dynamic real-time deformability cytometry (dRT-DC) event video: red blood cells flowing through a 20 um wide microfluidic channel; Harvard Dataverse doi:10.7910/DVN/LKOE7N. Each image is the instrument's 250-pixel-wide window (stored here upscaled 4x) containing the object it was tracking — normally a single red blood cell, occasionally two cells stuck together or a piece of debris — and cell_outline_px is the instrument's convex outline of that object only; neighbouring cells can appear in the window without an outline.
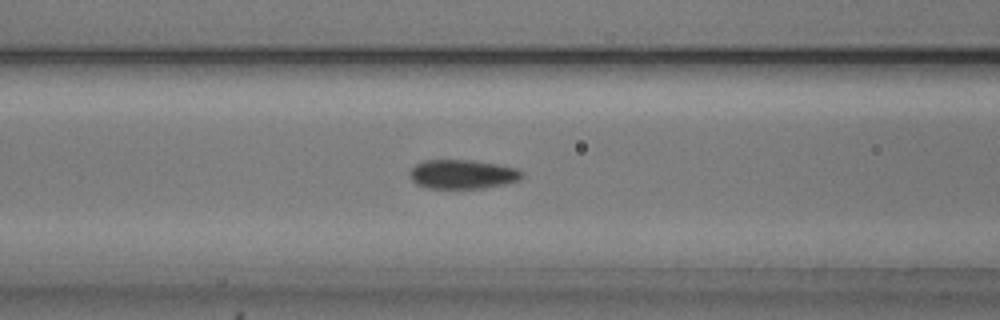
{"species": "common noctule bat (a hibernating species)", "species_latin": "Nyctalus noctula", "temperature_condition": "cold", "stored_images_in_passage": 54, "camera_frame_rate_fps": 3000, "um_per_image_px": 0.085, "animal": {"sex": "male", "body_mass_g": 20.5, "forearm_length_mm": 52.5}, "frame": {"image": 1, "passage_image": 22, "time_ms": 7.0, "image_size_px": [1000, 320], "cell_outline_px": [[524, 176], [520, 180], [504, 184], [484, 188], [428, 188], [416, 184], [412, 180], [408, 172], [416, 164], [424, 160], [472, 160], [496, 164], [516, 168], [524, 172]], "centroid_in_image_um": [39.32, 14.81], "position_along_channel_um": 127.3, "area_um2": 19.13}}
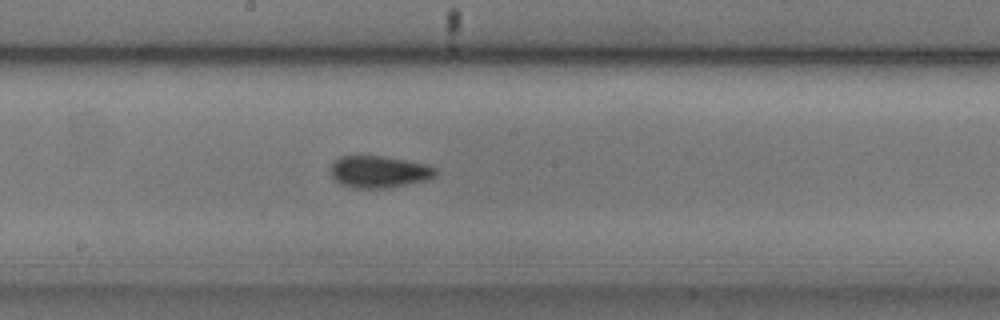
{"frame": {"image": 2, "passage_image": 29, "time_ms": 9.333, "image_size_px": [1000, 320], "cell_outline_px": [[436, 176], [428, 180], [388, 188], [352, 188], [340, 184], [332, 176], [332, 164], [340, 156], [384, 156], [428, 164], [436, 168]], "centroid_in_image_um": [32.26, 14.61], "position_along_channel_um": 215.9, "area_um2": 19.59}}
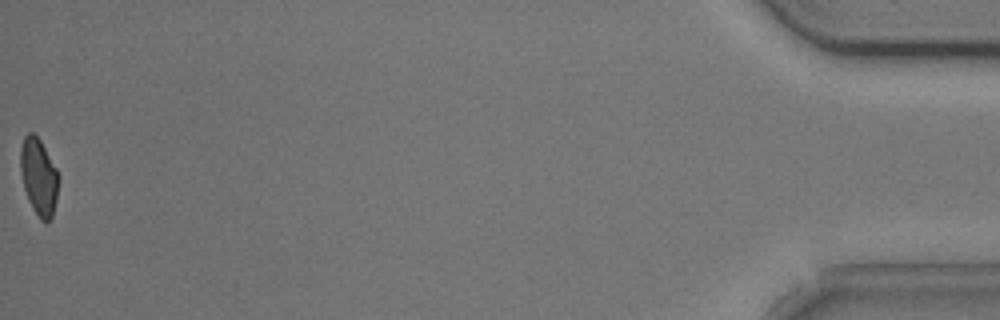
{"frame": {"image": 3, "passage_image": 54, "time_ms": 17.667, "image_size_px": [1000, 320], "cell_outline_px": [[60, 180], [56, 200], [52, 216], [48, 220], [40, 220], [32, 208], [28, 200], [24, 188], [20, 172], [20, 148], [24, 136], [28, 132], [32, 132], [40, 140], [56, 168], [60, 176]], "centroid_in_image_um": [3.29, 15.01], "position_along_channel_um": 431.9, "area_um2": 17.17}, "authors_computed_cell_mechanics": {"area_um2": 18.6983, "velocity_mm_per_s": 3.7935, "shape_relaxation_time_tau1_ms": 3.1263, "shape_relaxation_time_tau2_ms": 2.2753, "deformation_change_tau1": 0.1003, "deformation_change_tau2": 0.0553}}